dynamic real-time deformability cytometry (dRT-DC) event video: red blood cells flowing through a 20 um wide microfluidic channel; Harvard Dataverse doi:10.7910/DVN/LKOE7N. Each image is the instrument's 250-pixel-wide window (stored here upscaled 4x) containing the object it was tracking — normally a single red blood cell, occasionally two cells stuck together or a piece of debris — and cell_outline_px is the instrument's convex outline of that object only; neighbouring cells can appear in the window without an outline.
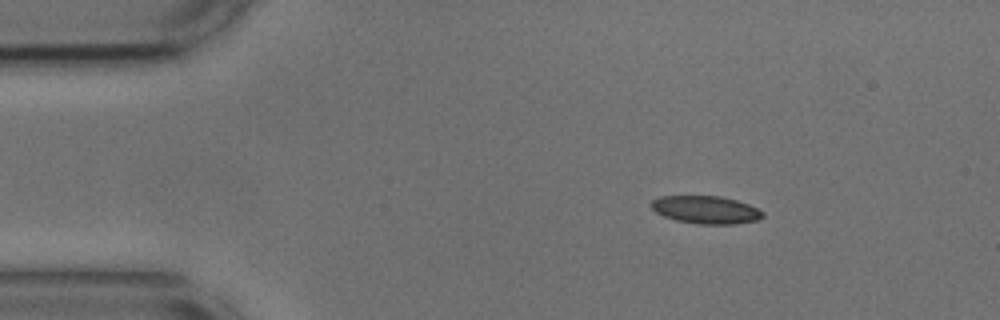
{"species": "common noctule bat (a hibernating species)", "species_latin": "Nyctalus noctula", "temperature_condition": "cold", "stored_images_in_passage": 4, "camera_frame_rate_fps": 3000, "um_per_image_px": 0.085, "animal": {"sex": "male", "body_mass_g": 17.9, "forearm_length_mm": 54.2}, "frame": {"image": 1, "passage_image": 1, "time_ms": 0.0, "image_size_px": [1000, 320], "cell_outline_px": [[764, 216], [756, 220], [736, 224], [700, 224], [676, 220], [664, 216], [656, 212], [652, 208], [652, 200], [660, 196], [720, 196], [736, 200], [748, 204], [764, 212]], "centroid_in_image_um": [60.01, 17.83], "position_along_channel_um": 25.0, "area_um2": 17.92}}
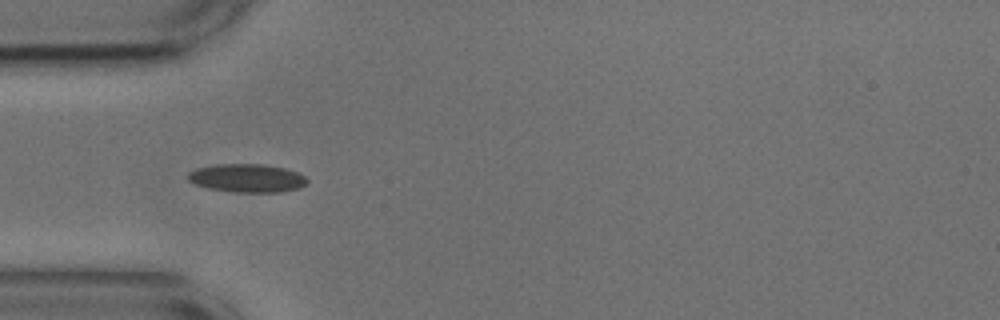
{"frame": {"image": 2, "passage_image": 3, "time_ms": 0.667, "image_size_px": [1000, 320], "cell_outline_px": [[308, 180], [300, 188], [280, 192], [236, 192], [208, 188], [196, 184], [188, 180], [188, 172], [196, 168], [216, 164], [264, 164], [288, 168], [304, 176]], "centroid_in_image_um": [21.0, 15.13], "position_along_channel_um": 64.0, "area_um2": 19.71}}